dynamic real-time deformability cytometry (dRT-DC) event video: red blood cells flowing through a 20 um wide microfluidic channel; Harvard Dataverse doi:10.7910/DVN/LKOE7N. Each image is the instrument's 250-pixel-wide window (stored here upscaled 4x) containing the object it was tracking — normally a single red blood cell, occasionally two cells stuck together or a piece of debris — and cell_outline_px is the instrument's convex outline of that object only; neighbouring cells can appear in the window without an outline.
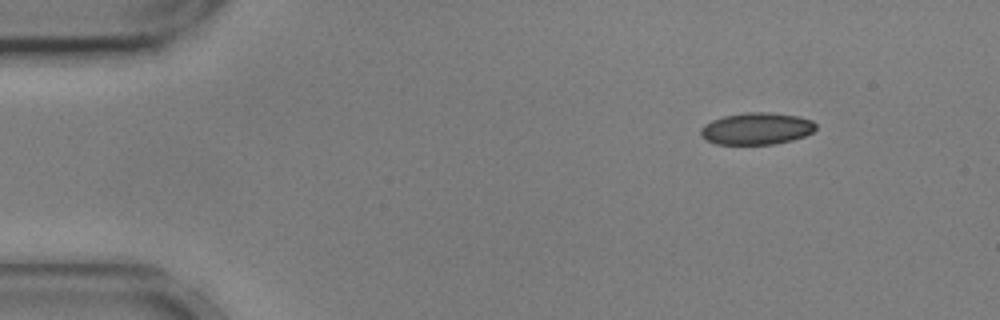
{"species": "common noctule bat (a hibernating species)", "species_latin": "Nyctalus noctula", "temperature_condition": "cold", "stored_images_in_passage": 7, "camera_frame_rate_fps": 3000, "um_per_image_px": 0.085, "animal": {"sex": "male", "body_mass_g": 17.9, "forearm_length_mm": 54.2}, "frame": {"image": 1, "passage_image": 1, "time_ms": 0.0, "image_size_px": [1000, 320], "cell_outline_px": [[816, 128], [812, 132], [804, 136], [792, 140], [772, 144], [716, 144], [700, 136], [700, 128], [704, 124], [712, 120], [724, 116], [748, 112], [768, 112], [800, 116], [812, 120], [816, 124]], "centroid_in_image_um": [64.31, 10.92], "position_along_channel_um": 20.7, "area_um2": 21.44}}